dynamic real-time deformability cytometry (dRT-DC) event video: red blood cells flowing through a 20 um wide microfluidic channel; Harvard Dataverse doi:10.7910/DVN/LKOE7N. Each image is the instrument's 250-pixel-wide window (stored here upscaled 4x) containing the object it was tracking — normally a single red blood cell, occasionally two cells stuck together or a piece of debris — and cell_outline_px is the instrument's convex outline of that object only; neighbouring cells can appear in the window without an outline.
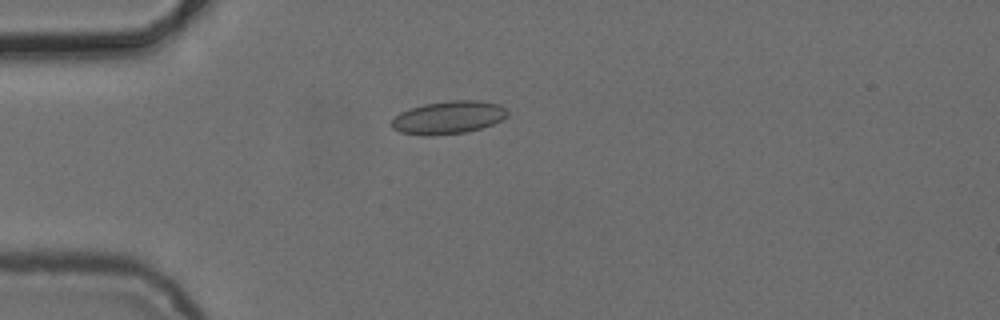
{"species": "common noctule bat (a hibernating species)", "species_latin": "Nyctalus noctula", "temperature_condition": "cold", "stored_images_in_passage": 5, "camera_frame_rate_fps": 3000, "um_per_image_px": 0.085, "animal": {"sex": "female", "body_mass_g": 24.6, "forearm_length_mm": 56.2}, "frame": {"image": 1, "passage_image": 1, "time_ms": 0.0, "image_size_px": [1000, 320], "cell_outline_px": [[508, 116], [492, 124], [480, 128], [464, 132], [428, 136], [424, 136], [400, 132], [392, 128], [388, 124], [400, 112], [408, 108], [424, 104], [448, 100], [480, 100], [500, 104], [508, 112]], "centroid_in_image_um": [38.08, 9.97], "position_along_channel_um": 46.9, "area_um2": 22.37}}
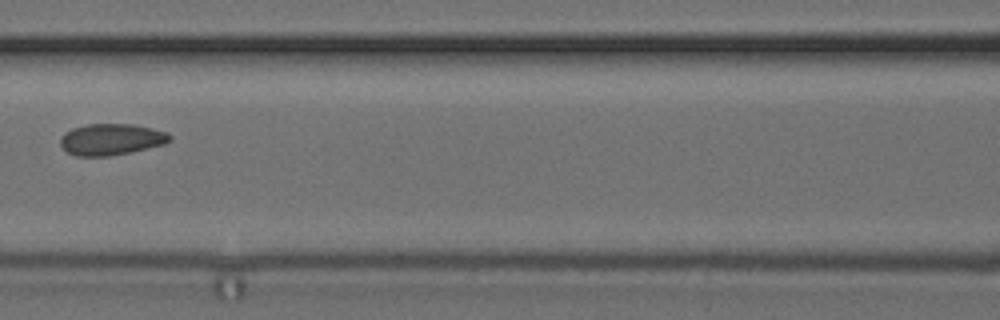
{"frame": {"image": 2, "passage_image": 4, "time_ms": 3.333, "image_size_px": [1000, 320], "cell_outline_px": [[172, 140], [164, 144], [132, 152], [108, 156], [76, 156], [68, 152], [60, 144], [60, 136], [64, 132], [72, 128], [88, 124], [132, 124], [168, 132], [172, 136]], "centroid_in_image_um": [9.46, 11.85], "position_along_channel_um": 157.1, "area_um2": 20.11}}
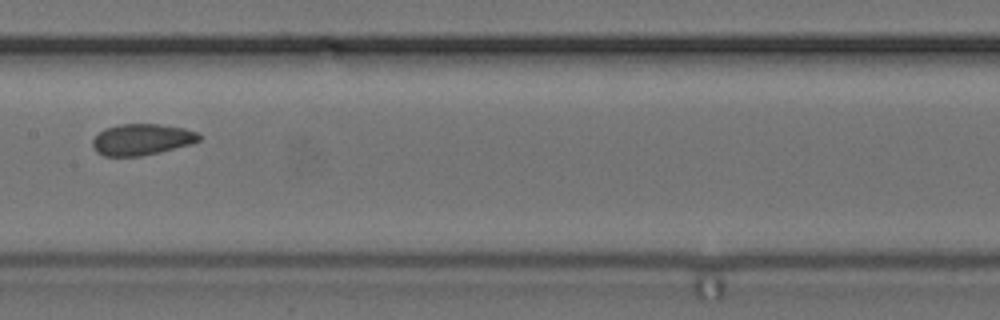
{"frame": {"image": 3, "passage_image": 5, "time_ms": 4.333, "image_size_px": [1000, 320], "cell_outline_px": [[200, 140], [192, 144], [160, 152], [140, 156], [104, 156], [96, 152], [92, 144], [92, 140], [104, 128], [120, 124], [160, 124], [184, 128], [196, 132], [200, 136]], "centroid_in_image_um": [12.05, 11.86], "position_along_channel_um": 195.4, "area_um2": 19.42}}